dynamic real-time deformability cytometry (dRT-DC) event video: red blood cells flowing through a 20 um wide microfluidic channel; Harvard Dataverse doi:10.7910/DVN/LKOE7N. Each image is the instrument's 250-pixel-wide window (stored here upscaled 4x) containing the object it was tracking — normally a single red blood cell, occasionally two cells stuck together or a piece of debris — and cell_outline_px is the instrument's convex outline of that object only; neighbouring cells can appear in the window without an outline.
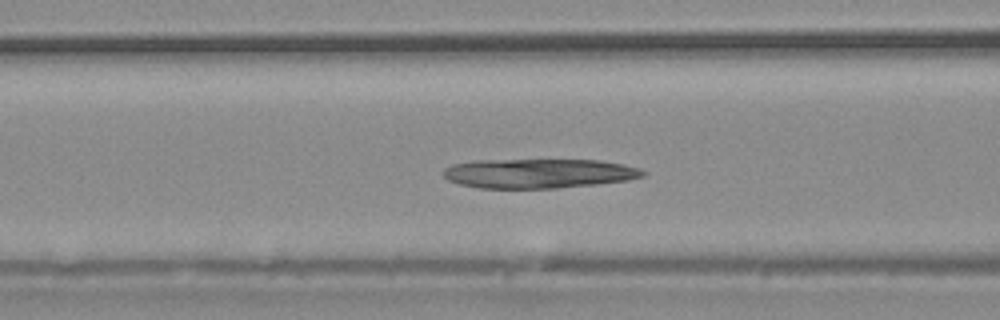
{"species": "common noctule bat (a hibernating species)", "species_latin": "Nyctalus noctula", "temperature_condition": "warm", "stored_images_in_passage": 9, "camera_frame_rate_fps": 3000, "um_per_image_px": 0.085, "animal": {"sex": "male", "body_mass_g": 20.4}, "frame": {"image": 1, "passage_image": 7, "time_ms": 2.0, "image_size_px": [1000, 320], "cell_outline_px": [[648, 172], [644, 176], [628, 180], [596, 184], [556, 188], [480, 188], [460, 184], [448, 180], [444, 176], [444, 168], [452, 164], [476, 160], [600, 160], [624, 164], [640, 168]], "centroid_in_image_um": [45.82, 14.74], "position_along_channel_um": 120.8, "area_um2": 34.33}}